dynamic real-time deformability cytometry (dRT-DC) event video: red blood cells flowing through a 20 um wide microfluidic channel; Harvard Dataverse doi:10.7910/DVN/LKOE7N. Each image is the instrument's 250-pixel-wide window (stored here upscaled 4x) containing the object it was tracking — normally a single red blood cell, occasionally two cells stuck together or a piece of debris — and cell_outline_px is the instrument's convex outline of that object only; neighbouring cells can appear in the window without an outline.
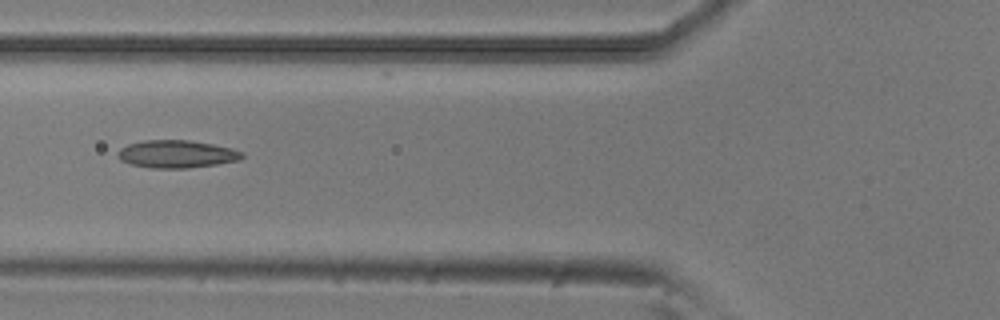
{"species": "common noctule bat (a hibernating species)", "species_latin": "Nyctalus noctula", "temperature_condition": "room temperature", "stored_images_in_passage": 7, "camera_frame_rate_fps": 3000, "um_per_image_px": 0.085, "animal": {"sex": "male", "body_mass_g": 20.5, "forearm_length_mm": 52.5}, "frame": {"image": 1, "passage_image": 6, "time_ms": 1.667, "image_size_px": [1000, 320], "cell_outline_px": [[244, 156], [236, 160], [216, 164], [188, 168], [148, 168], [132, 164], [120, 160], [116, 156], [116, 152], [120, 148], [128, 144], [144, 140], [188, 140], [212, 144], [232, 148], [244, 152]], "centroid_in_image_um": [14.97, 13.09], "position_along_channel_um": 110.8, "area_um2": 20.06}}
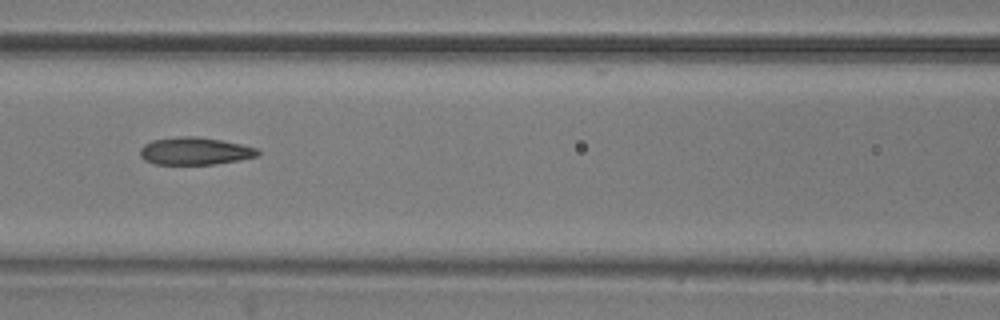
{"frame": {"image": 2, "passage_image": 7, "time_ms": 2.0, "image_size_px": [1000, 320], "cell_outline_px": [[260, 152], [256, 156], [240, 160], [216, 164], [156, 164], [144, 160], [140, 156], [140, 148], [144, 144], [152, 140], [176, 136], [196, 136], [220, 140], [240, 144], [256, 148]], "centroid_in_image_um": [16.53, 12.84], "position_along_channel_um": 150.1, "area_um2": 18.84}}